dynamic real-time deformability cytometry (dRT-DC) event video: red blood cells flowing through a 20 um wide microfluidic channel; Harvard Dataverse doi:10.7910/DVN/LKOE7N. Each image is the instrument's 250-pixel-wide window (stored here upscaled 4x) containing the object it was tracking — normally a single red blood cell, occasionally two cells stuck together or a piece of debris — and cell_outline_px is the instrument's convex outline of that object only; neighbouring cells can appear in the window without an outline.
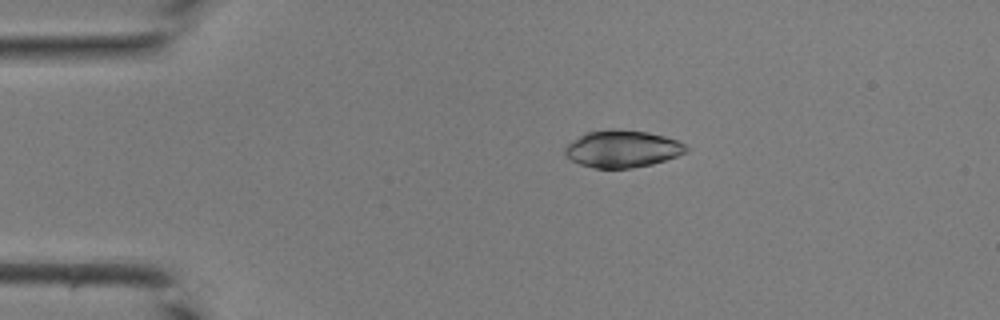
{"species": "common noctule bat (a hibernating species)", "species_latin": "Nyctalus noctula", "temperature_condition": "room temperature", "stored_images_in_passage": 15, "camera_frame_rate_fps": 3000, "um_per_image_px": 0.085, "animal": {"sex": "male", "body_mass_g": 19.0, "forearm_length_mm": 50.8}, "frame": {"image": 1, "passage_image": 4, "time_ms": 1.0, "image_size_px": [1000, 320], "cell_outline_px": [[688, 152], [652, 164], [632, 168], [592, 168], [580, 164], [572, 160], [564, 152], [564, 148], [572, 140], [588, 132], [612, 128], [616, 128], [648, 132], [664, 136], [676, 140], [684, 144], [688, 148]], "centroid_in_image_um": [52.9, 12.64], "position_along_channel_um": 32.1, "area_um2": 26.18}}
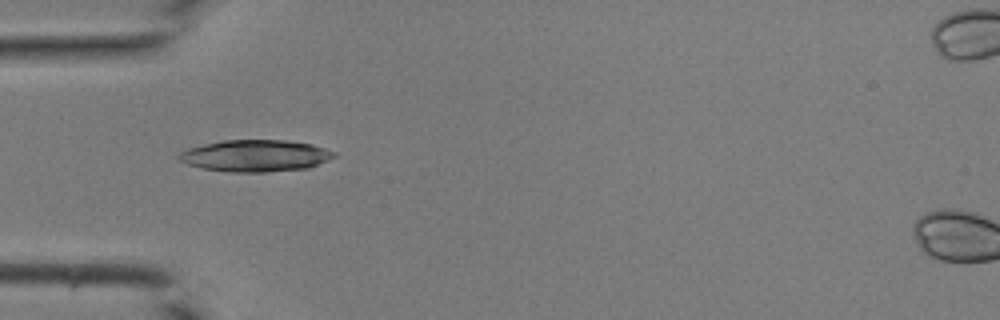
{"frame": {"image": 2, "passage_image": 9, "time_ms": 2.667, "image_size_px": [1000, 320], "cell_outline_px": [[336, 156], [328, 160], [308, 168], [264, 172], [228, 172], [200, 168], [188, 164], [180, 160], [176, 156], [180, 152], [188, 148], [204, 144], [224, 140], [288, 140], [312, 144], [336, 152]], "centroid_in_image_um": [21.7, 13.24], "position_along_channel_um": 63.3, "area_um2": 28.78}}